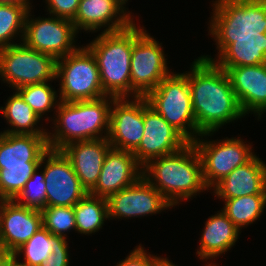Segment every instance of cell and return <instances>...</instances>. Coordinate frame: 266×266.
Masks as SVG:
<instances>
[{
	"label": "cell",
	"mask_w": 266,
	"mask_h": 266,
	"mask_svg": "<svg viewBox=\"0 0 266 266\" xmlns=\"http://www.w3.org/2000/svg\"><path fill=\"white\" fill-rule=\"evenodd\" d=\"M190 67L188 83L192 110L200 134L216 133L227 123L246 116L225 70L202 55Z\"/></svg>",
	"instance_id": "6da1fadb"
},
{
	"label": "cell",
	"mask_w": 266,
	"mask_h": 266,
	"mask_svg": "<svg viewBox=\"0 0 266 266\" xmlns=\"http://www.w3.org/2000/svg\"><path fill=\"white\" fill-rule=\"evenodd\" d=\"M142 176L172 206L209 190L203 180L201 159L193 143H188L173 154L150 160L143 166Z\"/></svg>",
	"instance_id": "7a4b0ae2"
},
{
	"label": "cell",
	"mask_w": 266,
	"mask_h": 266,
	"mask_svg": "<svg viewBox=\"0 0 266 266\" xmlns=\"http://www.w3.org/2000/svg\"><path fill=\"white\" fill-rule=\"evenodd\" d=\"M112 96L96 100L60 101L52 119L54 133H47L50 149L61 150L75 141H90L107 138L109 133ZM104 130V131H103ZM103 132L105 133L103 135Z\"/></svg>",
	"instance_id": "3957f363"
},
{
	"label": "cell",
	"mask_w": 266,
	"mask_h": 266,
	"mask_svg": "<svg viewBox=\"0 0 266 266\" xmlns=\"http://www.w3.org/2000/svg\"><path fill=\"white\" fill-rule=\"evenodd\" d=\"M100 33L86 47L96 59L104 94L114 98L132 97L130 60L135 22L119 31Z\"/></svg>",
	"instance_id": "277c9868"
},
{
	"label": "cell",
	"mask_w": 266,
	"mask_h": 266,
	"mask_svg": "<svg viewBox=\"0 0 266 266\" xmlns=\"http://www.w3.org/2000/svg\"><path fill=\"white\" fill-rule=\"evenodd\" d=\"M145 98L148 105L189 143L200 135L192 110L188 72L174 73L171 71Z\"/></svg>",
	"instance_id": "5b68a950"
},
{
	"label": "cell",
	"mask_w": 266,
	"mask_h": 266,
	"mask_svg": "<svg viewBox=\"0 0 266 266\" xmlns=\"http://www.w3.org/2000/svg\"><path fill=\"white\" fill-rule=\"evenodd\" d=\"M212 4L211 37L248 38L266 33V0H215Z\"/></svg>",
	"instance_id": "8992f818"
},
{
	"label": "cell",
	"mask_w": 266,
	"mask_h": 266,
	"mask_svg": "<svg viewBox=\"0 0 266 266\" xmlns=\"http://www.w3.org/2000/svg\"><path fill=\"white\" fill-rule=\"evenodd\" d=\"M56 78L60 80L58 92L62 102L96 100L106 96L96 59L86 46L57 59Z\"/></svg>",
	"instance_id": "52a82bcc"
},
{
	"label": "cell",
	"mask_w": 266,
	"mask_h": 266,
	"mask_svg": "<svg viewBox=\"0 0 266 266\" xmlns=\"http://www.w3.org/2000/svg\"><path fill=\"white\" fill-rule=\"evenodd\" d=\"M57 59L23 42L0 49V80L15 89L56 80ZM2 78V79H1Z\"/></svg>",
	"instance_id": "ba28073f"
},
{
	"label": "cell",
	"mask_w": 266,
	"mask_h": 266,
	"mask_svg": "<svg viewBox=\"0 0 266 266\" xmlns=\"http://www.w3.org/2000/svg\"><path fill=\"white\" fill-rule=\"evenodd\" d=\"M211 134L214 135L213 132L200 134L192 142L200 156L203 180L209 190L236 167L246 164L256 155L252 145L246 144L239 136L218 141L203 139Z\"/></svg>",
	"instance_id": "9c48e42d"
},
{
	"label": "cell",
	"mask_w": 266,
	"mask_h": 266,
	"mask_svg": "<svg viewBox=\"0 0 266 266\" xmlns=\"http://www.w3.org/2000/svg\"><path fill=\"white\" fill-rule=\"evenodd\" d=\"M135 23V42L130 60L132 98L145 97L170 74L162 44Z\"/></svg>",
	"instance_id": "30bf717a"
},
{
	"label": "cell",
	"mask_w": 266,
	"mask_h": 266,
	"mask_svg": "<svg viewBox=\"0 0 266 266\" xmlns=\"http://www.w3.org/2000/svg\"><path fill=\"white\" fill-rule=\"evenodd\" d=\"M29 9L25 22L23 43L36 51L62 58L74 52L77 31L73 22L56 16L31 18ZM31 18V19H30Z\"/></svg>",
	"instance_id": "8fae6325"
},
{
	"label": "cell",
	"mask_w": 266,
	"mask_h": 266,
	"mask_svg": "<svg viewBox=\"0 0 266 266\" xmlns=\"http://www.w3.org/2000/svg\"><path fill=\"white\" fill-rule=\"evenodd\" d=\"M40 164L45 166L46 206H74L88 193L62 150L49 148Z\"/></svg>",
	"instance_id": "7c38bea8"
},
{
	"label": "cell",
	"mask_w": 266,
	"mask_h": 266,
	"mask_svg": "<svg viewBox=\"0 0 266 266\" xmlns=\"http://www.w3.org/2000/svg\"><path fill=\"white\" fill-rule=\"evenodd\" d=\"M144 133L139 146L132 152L143 167L150 160L173 154L189 142L159 113L148 105L144 97Z\"/></svg>",
	"instance_id": "4fadbf2b"
},
{
	"label": "cell",
	"mask_w": 266,
	"mask_h": 266,
	"mask_svg": "<svg viewBox=\"0 0 266 266\" xmlns=\"http://www.w3.org/2000/svg\"><path fill=\"white\" fill-rule=\"evenodd\" d=\"M144 97L115 98L107 140L114 149L133 152L144 133Z\"/></svg>",
	"instance_id": "5bb4252c"
},
{
	"label": "cell",
	"mask_w": 266,
	"mask_h": 266,
	"mask_svg": "<svg viewBox=\"0 0 266 266\" xmlns=\"http://www.w3.org/2000/svg\"><path fill=\"white\" fill-rule=\"evenodd\" d=\"M106 200L110 219L155 215L173 207L143 176Z\"/></svg>",
	"instance_id": "9a60e30c"
},
{
	"label": "cell",
	"mask_w": 266,
	"mask_h": 266,
	"mask_svg": "<svg viewBox=\"0 0 266 266\" xmlns=\"http://www.w3.org/2000/svg\"><path fill=\"white\" fill-rule=\"evenodd\" d=\"M42 226L41 210L0 200V252L14 253Z\"/></svg>",
	"instance_id": "2e32d148"
},
{
	"label": "cell",
	"mask_w": 266,
	"mask_h": 266,
	"mask_svg": "<svg viewBox=\"0 0 266 266\" xmlns=\"http://www.w3.org/2000/svg\"><path fill=\"white\" fill-rule=\"evenodd\" d=\"M142 170L132 152L111 147L106 153L97 184L89 194L107 199L135 183L142 176Z\"/></svg>",
	"instance_id": "e0dca14e"
},
{
	"label": "cell",
	"mask_w": 266,
	"mask_h": 266,
	"mask_svg": "<svg viewBox=\"0 0 266 266\" xmlns=\"http://www.w3.org/2000/svg\"><path fill=\"white\" fill-rule=\"evenodd\" d=\"M222 69L230 78L243 113L251 112L261 119L266 112V63Z\"/></svg>",
	"instance_id": "ac0fdd59"
},
{
	"label": "cell",
	"mask_w": 266,
	"mask_h": 266,
	"mask_svg": "<svg viewBox=\"0 0 266 266\" xmlns=\"http://www.w3.org/2000/svg\"><path fill=\"white\" fill-rule=\"evenodd\" d=\"M130 11L126 12L115 0H80L73 25L79 30L88 32H114L127 28L134 18Z\"/></svg>",
	"instance_id": "d6986e66"
},
{
	"label": "cell",
	"mask_w": 266,
	"mask_h": 266,
	"mask_svg": "<svg viewBox=\"0 0 266 266\" xmlns=\"http://www.w3.org/2000/svg\"><path fill=\"white\" fill-rule=\"evenodd\" d=\"M111 148L107 138L75 141L61 150L69 158L81 186L89 193L97 184L106 153Z\"/></svg>",
	"instance_id": "ffe728a7"
},
{
	"label": "cell",
	"mask_w": 266,
	"mask_h": 266,
	"mask_svg": "<svg viewBox=\"0 0 266 266\" xmlns=\"http://www.w3.org/2000/svg\"><path fill=\"white\" fill-rule=\"evenodd\" d=\"M213 39L219 51L216 60L209 55L202 57L220 68L266 63V33H261V37Z\"/></svg>",
	"instance_id": "44dd1931"
},
{
	"label": "cell",
	"mask_w": 266,
	"mask_h": 266,
	"mask_svg": "<svg viewBox=\"0 0 266 266\" xmlns=\"http://www.w3.org/2000/svg\"><path fill=\"white\" fill-rule=\"evenodd\" d=\"M211 190L218 199L266 194V164L255 155L246 164L236 167Z\"/></svg>",
	"instance_id": "7402d4cb"
},
{
	"label": "cell",
	"mask_w": 266,
	"mask_h": 266,
	"mask_svg": "<svg viewBox=\"0 0 266 266\" xmlns=\"http://www.w3.org/2000/svg\"><path fill=\"white\" fill-rule=\"evenodd\" d=\"M48 149L47 135L2 133L0 135V168L40 165Z\"/></svg>",
	"instance_id": "603a6c76"
},
{
	"label": "cell",
	"mask_w": 266,
	"mask_h": 266,
	"mask_svg": "<svg viewBox=\"0 0 266 266\" xmlns=\"http://www.w3.org/2000/svg\"><path fill=\"white\" fill-rule=\"evenodd\" d=\"M217 212L205 222L197 248V257L201 260H211L231 250L241 233L222 210Z\"/></svg>",
	"instance_id": "cb8c5ba5"
},
{
	"label": "cell",
	"mask_w": 266,
	"mask_h": 266,
	"mask_svg": "<svg viewBox=\"0 0 266 266\" xmlns=\"http://www.w3.org/2000/svg\"><path fill=\"white\" fill-rule=\"evenodd\" d=\"M15 93V94H14ZM9 96L4 107H0V112L6 119L7 124L12 127L2 133L24 134V135H47L46 129L37 126L41 118L33 109L14 92ZM36 126V127H35Z\"/></svg>",
	"instance_id": "d4e9b609"
},
{
	"label": "cell",
	"mask_w": 266,
	"mask_h": 266,
	"mask_svg": "<svg viewBox=\"0 0 266 266\" xmlns=\"http://www.w3.org/2000/svg\"><path fill=\"white\" fill-rule=\"evenodd\" d=\"M76 231L90 235L102 229L105 219L109 220L106 198L87 193L73 206Z\"/></svg>",
	"instance_id": "484cf974"
},
{
	"label": "cell",
	"mask_w": 266,
	"mask_h": 266,
	"mask_svg": "<svg viewBox=\"0 0 266 266\" xmlns=\"http://www.w3.org/2000/svg\"><path fill=\"white\" fill-rule=\"evenodd\" d=\"M222 200L225 203L221 210L239 230L259 219L266 208V194L245 195Z\"/></svg>",
	"instance_id": "4316f807"
},
{
	"label": "cell",
	"mask_w": 266,
	"mask_h": 266,
	"mask_svg": "<svg viewBox=\"0 0 266 266\" xmlns=\"http://www.w3.org/2000/svg\"><path fill=\"white\" fill-rule=\"evenodd\" d=\"M62 237L51 234L44 226L13 254L16 258L18 266H39L41 262L46 260L53 250V244H56ZM24 255V262H19ZM19 258V259H18Z\"/></svg>",
	"instance_id": "83f0119b"
},
{
	"label": "cell",
	"mask_w": 266,
	"mask_h": 266,
	"mask_svg": "<svg viewBox=\"0 0 266 266\" xmlns=\"http://www.w3.org/2000/svg\"><path fill=\"white\" fill-rule=\"evenodd\" d=\"M30 7L32 6L0 4V49L18 44L12 40L18 35L21 37L20 43L23 41L26 17Z\"/></svg>",
	"instance_id": "f1b7e54d"
},
{
	"label": "cell",
	"mask_w": 266,
	"mask_h": 266,
	"mask_svg": "<svg viewBox=\"0 0 266 266\" xmlns=\"http://www.w3.org/2000/svg\"><path fill=\"white\" fill-rule=\"evenodd\" d=\"M50 84L51 83L45 82L27 85L15 89V92L40 118H43L44 113L51 112V109L56 110L60 102L57 91L53 89Z\"/></svg>",
	"instance_id": "f546056e"
},
{
	"label": "cell",
	"mask_w": 266,
	"mask_h": 266,
	"mask_svg": "<svg viewBox=\"0 0 266 266\" xmlns=\"http://www.w3.org/2000/svg\"><path fill=\"white\" fill-rule=\"evenodd\" d=\"M41 213L43 226L51 234L66 238L65 232L76 231L73 206H46Z\"/></svg>",
	"instance_id": "4dcf8cb0"
},
{
	"label": "cell",
	"mask_w": 266,
	"mask_h": 266,
	"mask_svg": "<svg viewBox=\"0 0 266 266\" xmlns=\"http://www.w3.org/2000/svg\"><path fill=\"white\" fill-rule=\"evenodd\" d=\"M39 165L0 168V200H14Z\"/></svg>",
	"instance_id": "1f68e13d"
},
{
	"label": "cell",
	"mask_w": 266,
	"mask_h": 266,
	"mask_svg": "<svg viewBox=\"0 0 266 266\" xmlns=\"http://www.w3.org/2000/svg\"><path fill=\"white\" fill-rule=\"evenodd\" d=\"M41 167V168H40ZM42 164L37 167L31 178L25 183L23 190L14 199L20 205L42 210L46 207V185L44 181V170Z\"/></svg>",
	"instance_id": "d6a6232c"
},
{
	"label": "cell",
	"mask_w": 266,
	"mask_h": 266,
	"mask_svg": "<svg viewBox=\"0 0 266 266\" xmlns=\"http://www.w3.org/2000/svg\"><path fill=\"white\" fill-rule=\"evenodd\" d=\"M80 0H46V4L50 15L74 20Z\"/></svg>",
	"instance_id": "836d02e7"
},
{
	"label": "cell",
	"mask_w": 266,
	"mask_h": 266,
	"mask_svg": "<svg viewBox=\"0 0 266 266\" xmlns=\"http://www.w3.org/2000/svg\"><path fill=\"white\" fill-rule=\"evenodd\" d=\"M161 256L149 254L141 244L130 252V254L116 266H156Z\"/></svg>",
	"instance_id": "e575fe53"
},
{
	"label": "cell",
	"mask_w": 266,
	"mask_h": 266,
	"mask_svg": "<svg viewBox=\"0 0 266 266\" xmlns=\"http://www.w3.org/2000/svg\"><path fill=\"white\" fill-rule=\"evenodd\" d=\"M67 239L62 237L56 244H53L52 253L39 266H70Z\"/></svg>",
	"instance_id": "d590c367"
},
{
	"label": "cell",
	"mask_w": 266,
	"mask_h": 266,
	"mask_svg": "<svg viewBox=\"0 0 266 266\" xmlns=\"http://www.w3.org/2000/svg\"><path fill=\"white\" fill-rule=\"evenodd\" d=\"M0 266H17L14 254L0 252Z\"/></svg>",
	"instance_id": "8d00e7d4"
},
{
	"label": "cell",
	"mask_w": 266,
	"mask_h": 266,
	"mask_svg": "<svg viewBox=\"0 0 266 266\" xmlns=\"http://www.w3.org/2000/svg\"><path fill=\"white\" fill-rule=\"evenodd\" d=\"M0 4H16L22 6H30L29 0H0Z\"/></svg>",
	"instance_id": "74e56055"
},
{
	"label": "cell",
	"mask_w": 266,
	"mask_h": 266,
	"mask_svg": "<svg viewBox=\"0 0 266 266\" xmlns=\"http://www.w3.org/2000/svg\"><path fill=\"white\" fill-rule=\"evenodd\" d=\"M156 266H178L173 264L168 258L162 257V259L157 263Z\"/></svg>",
	"instance_id": "f35d334b"
},
{
	"label": "cell",
	"mask_w": 266,
	"mask_h": 266,
	"mask_svg": "<svg viewBox=\"0 0 266 266\" xmlns=\"http://www.w3.org/2000/svg\"><path fill=\"white\" fill-rule=\"evenodd\" d=\"M126 12V7L124 6L128 0H115Z\"/></svg>",
	"instance_id": "ab89813d"
},
{
	"label": "cell",
	"mask_w": 266,
	"mask_h": 266,
	"mask_svg": "<svg viewBox=\"0 0 266 266\" xmlns=\"http://www.w3.org/2000/svg\"><path fill=\"white\" fill-rule=\"evenodd\" d=\"M206 266H217V265H216V263H211V262H210V264L207 263Z\"/></svg>",
	"instance_id": "60d3db41"
}]
</instances>
